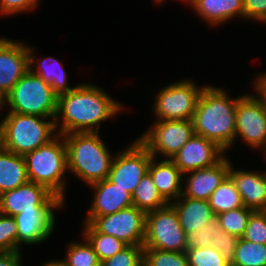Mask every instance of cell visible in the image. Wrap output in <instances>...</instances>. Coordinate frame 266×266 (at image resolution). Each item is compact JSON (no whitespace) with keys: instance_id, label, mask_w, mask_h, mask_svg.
I'll use <instances>...</instances> for the list:
<instances>
[{"instance_id":"25","label":"cell","mask_w":266,"mask_h":266,"mask_svg":"<svg viewBox=\"0 0 266 266\" xmlns=\"http://www.w3.org/2000/svg\"><path fill=\"white\" fill-rule=\"evenodd\" d=\"M80 231L93 247L100 262L113 257L127 246L126 243L114 236L97 232L89 223H83Z\"/></svg>"},{"instance_id":"24","label":"cell","mask_w":266,"mask_h":266,"mask_svg":"<svg viewBox=\"0 0 266 266\" xmlns=\"http://www.w3.org/2000/svg\"><path fill=\"white\" fill-rule=\"evenodd\" d=\"M28 181L24 156L0 147V195Z\"/></svg>"},{"instance_id":"6","label":"cell","mask_w":266,"mask_h":266,"mask_svg":"<svg viewBox=\"0 0 266 266\" xmlns=\"http://www.w3.org/2000/svg\"><path fill=\"white\" fill-rule=\"evenodd\" d=\"M58 95L38 75L28 70L5 98L3 113L55 118Z\"/></svg>"},{"instance_id":"18","label":"cell","mask_w":266,"mask_h":266,"mask_svg":"<svg viewBox=\"0 0 266 266\" xmlns=\"http://www.w3.org/2000/svg\"><path fill=\"white\" fill-rule=\"evenodd\" d=\"M229 176L240 193L243 206L254 211H266V168L237 169L230 164Z\"/></svg>"},{"instance_id":"3","label":"cell","mask_w":266,"mask_h":266,"mask_svg":"<svg viewBox=\"0 0 266 266\" xmlns=\"http://www.w3.org/2000/svg\"><path fill=\"white\" fill-rule=\"evenodd\" d=\"M101 135L99 132L63 135L68 174H73L87 186L108 178L115 155Z\"/></svg>"},{"instance_id":"11","label":"cell","mask_w":266,"mask_h":266,"mask_svg":"<svg viewBox=\"0 0 266 266\" xmlns=\"http://www.w3.org/2000/svg\"><path fill=\"white\" fill-rule=\"evenodd\" d=\"M250 91L237 102L235 145L242 141L250 151H262L266 157V107Z\"/></svg>"},{"instance_id":"32","label":"cell","mask_w":266,"mask_h":266,"mask_svg":"<svg viewBox=\"0 0 266 266\" xmlns=\"http://www.w3.org/2000/svg\"><path fill=\"white\" fill-rule=\"evenodd\" d=\"M222 232L223 230L220 227L219 220L214 216L210 222L205 224L202 230L186 235V251L199 247H212L211 242L213 238Z\"/></svg>"},{"instance_id":"21","label":"cell","mask_w":266,"mask_h":266,"mask_svg":"<svg viewBox=\"0 0 266 266\" xmlns=\"http://www.w3.org/2000/svg\"><path fill=\"white\" fill-rule=\"evenodd\" d=\"M35 52L33 45L28 43L29 70L48 83L58 96L76 87L69 83L68 71L65 70L61 60L52 56L37 57Z\"/></svg>"},{"instance_id":"30","label":"cell","mask_w":266,"mask_h":266,"mask_svg":"<svg viewBox=\"0 0 266 266\" xmlns=\"http://www.w3.org/2000/svg\"><path fill=\"white\" fill-rule=\"evenodd\" d=\"M254 210L246 208H236L216 215L221 229L231 235L241 238L246 229L250 215Z\"/></svg>"},{"instance_id":"41","label":"cell","mask_w":266,"mask_h":266,"mask_svg":"<svg viewBox=\"0 0 266 266\" xmlns=\"http://www.w3.org/2000/svg\"><path fill=\"white\" fill-rule=\"evenodd\" d=\"M23 252L0 253V266H24Z\"/></svg>"},{"instance_id":"26","label":"cell","mask_w":266,"mask_h":266,"mask_svg":"<svg viewBox=\"0 0 266 266\" xmlns=\"http://www.w3.org/2000/svg\"><path fill=\"white\" fill-rule=\"evenodd\" d=\"M133 206L148 213L168 204L158 192L152 177L147 172L132 194Z\"/></svg>"},{"instance_id":"13","label":"cell","mask_w":266,"mask_h":266,"mask_svg":"<svg viewBox=\"0 0 266 266\" xmlns=\"http://www.w3.org/2000/svg\"><path fill=\"white\" fill-rule=\"evenodd\" d=\"M152 157L135 138L124 149L115 153L107 179L132 195L148 172Z\"/></svg>"},{"instance_id":"44","label":"cell","mask_w":266,"mask_h":266,"mask_svg":"<svg viewBox=\"0 0 266 266\" xmlns=\"http://www.w3.org/2000/svg\"><path fill=\"white\" fill-rule=\"evenodd\" d=\"M168 0H153L152 1V3H153V5H160V7H161V5L162 6H164L163 4L165 3V2H167ZM180 1V0H179Z\"/></svg>"},{"instance_id":"10","label":"cell","mask_w":266,"mask_h":266,"mask_svg":"<svg viewBox=\"0 0 266 266\" xmlns=\"http://www.w3.org/2000/svg\"><path fill=\"white\" fill-rule=\"evenodd\" d=\"M193 135L192 120H156L136 139L153 157L171 159Z\"/></svg>"},{"instance_id":"40","label":"cell","mask_w":266,"mask_h":266,"mask_svg":"<svg viewBox=\"0 0 266 266\" xmlns=\"http://www.w3.org/2000/svg\"><path fill=\"white\" fill-rule=\"evenodd\" d=\"M252 93L263 103L266 107V71H260L258 74H253Z\"/></svg>"},{"instance_id":"42","label":"cell","mask_w":266,"mask_h":266,"mask_svg":"<svg viewBox=\"0 0 266 266\" xmlns=\"http://www.w3.org/2000/svg\"><path fill=\"white\" fill-rule=\"evenodd\" d=\"M40 266H65L63 261L61 259H50L49 261H46L44 264L42 263Z\"/></svg>"},{"instance_id":"14","label":"cell","mask_w":266,"mask_h":266,"mask_svg":"<svg viewBox=\"0 0 266 266\" xmlns=\"http://www.w3.org/2000/svg\"><path fill=\"white\" fill-rule=\"evenodd\" d=\"M28 70V43L0 36V94L6 98Z\"/></svg>"},{"instance_id":"19","label":"cell","mask_w":266,"mask_h":266,"mask_svg":"<svg viewBox=\"0 0 266 266\" xmlns=\"http://www.w3.org/2000/svg\"><path fill=\"white\" fill-rule=\"evenodd\" d=\"M88 186L93 195L86 216H105L133 205L132 195L108 179Z\"/></svg>"},{"instance_id":"4","label":"cell","mask_w":266,"mask_h":266,"mask_svg":"<svg viewBox=\"0 0 266 266\" xmlns=\"http://www.w3.org/2000/svg\"><path fill=\"white\" fill-rule=\"evenodd\" d=\"M29 181L44 186L66 204L67 150L63 135L24 155ZM67 180V181H66Z\"/></svg>"},{"instance_id":"46","label":"cell","mask_w":266,"mask_h":266,"mask_svg":"<svg viewBox=\"0 0 266 266\" xmlns=\"http://www.w3.org/2000/svg\"><path fill=\"white\" fill-rule=\"evenodd\" d=\"M0 147H1V122H0Z\"/></svg>"},{"instance_id":"36","label":"cell","mask_w":266,"mask_h":266,"mask_svg":"<svg viewBox=\"0 0 266 266\" xmlns=\"http://www.w3.org/2000/svg\"><path fill=\"white\" fill-rule=\"evenodd\" d=\"M17 251V227L13 216L0 213V253Z\"/></svg>"},{"instance_id":"1","label":"cell","mask_w":266,"mask_h":266,"mask_svg":"<svg viewBox=\"0 0 266 266\" xmlns=\"http://www.w3.org/2000/svg\"><path fill=\"white\" fill-rule=\"evenodd\" d=\"M91 83L80 82L70 92L58 96L54 119L58 134L100 132L102 122L128 108L105 88Z\"/></svg>"},{"instance_id":"33","label":"cell","mask_w":266,"mask_h":266,"mask_svg":"<svg viewBox=\"0 0 266 266\" xmlns=\"http://www.w3.org/2000/svg\"><path fill=\"white\" fill-rule=\"evenodd\" d=\"M186 254L189 266H231V263L213 247H199L186 251Z\"/></svg>"},{"instance_id":"2","label":"cell","mask_w":266,"mask_h":266,"mask_svg":"<svg viewBox=\"0 0 266 266\" xmlns=\"http://www.w3.org/2000/svg\"><path fill=\"white\" fill-rule=\"evenodd\" d=\"M244 94L230 96L228 89L205 83L192 118L194 134L215 142L228 154L235 147L236 107Z\"/></svg>"},{"instance_id":"22","label":"cell","mask_w":266,"mask_h":266,"mask_svg":"<svg viewBox=\"0 0 266 266\" xmlns=\"http://www.w3.org/2000/svg\"><path fill=\"white\" fill-rule=\"evenodd\" d=\"M148 173L162 197L171 203L182 195L183 174L171 159L152 157Z\"/></svg>"},{"instance_id":"38","label":"cell","mask_w":266,"mask_h":266,"mask_svg":"<svg viewBox=\"0 0 266 266\" xmlns=\"http://www.w3.org/2000/svg\"><path fill=\"white\" fill-rule=\"evenodd\" d=\"M239 238L227 232H222L213 238L211 245L217 249L220 254L229 262L232 263Z\"/></svg>"},{"instance_id":"28","label":"cell","mask_w":266,"mask_h":266,"mask_svg":"<svg viewBox=\"0 0 266 266\" xmlns=\"http://www.w3.org/2000/svg\"><path fill=\"white\" fill-rule=\"evenodd\" d=\"M81 242L72 241L68 242L66 247V253L64 258H61L65 266H100L101 262L98 259L97 254L93 250V247L87 241V239L80 235Z\"/></svg>"},{"instance_id":"17","label":"cell","mask_w":266,"mask_h":266,"mask_svg":"<svg viewBox=\"0 0 266 266\" xmlns=\"http://www.w3.org/2000/svg\"><path fill=\"white\" fill-rule=\"evenodd\" d=\"M54 197L44 186L28 181L0 195V213L15 216L34 207H45Z\"/></svg>"},{"instance_id":"43","label":"cell","mask_w":266,"mask_h":266,"mask_svg":"<svg viewBox=\"0 0 266 266\" xmlns=\"http://www.w3.org/2000/svg\"><path fill=\"white\" fill-rule=\"evenodd\" d=\"M5 109V98L0 94V117Z\"/></svg>"},{"instance_id":"23","label":"cell","mask_w":266,"mask_h":266,"mask_svg":"<svg viewBox=\"0 0 266 266\" xmlns=\"http://www.w3.org/2000/svg\"><path fill=\"white\" fill-rule=\"evenodd\" d=\"M176 209L179 223L185 234L200 231L215 216L208 200L188 198L181 195L171 202Z\"/></svg>"},{"instance_id":"9","label":"cell","mask_w":266,"mask_h":266,"mask_svg":"<svg viewBox=\"0 0 266 266\" xmlns=\"http://www.w3.org/2000/svg\"><path fill=\"white\" fill-rule=\"evenodd\" d=\"M66 206L62 199L55 196L45 207H34V210L13 216L17 227V251H23V245L32 247L49 241L58 221L56 212L63 211Z\"/></svg>"},{"instance_id":"15","label":"cell","mask_w":266,"mask_h":266,"mask_svg":"<svg viewBox=\"0 0 266 266\" xmlns=\"http://www.w3.org/2000/svg\"><path fill=\"white\" fill-rule=\"evenodd\" d=\"M227 153L215 142L194 134L171 158L184 175L218 163Z\"/></svg>"},{"instance_id":"7","label":"cell","mask_w":266,"mask_h":266,"mask_svg":"<svg viewBox=\"0 0 266 266\" xmlns=\"http://www.w3.org/2000/svg\"><path fill=\"white\" fill-rule=\"evenodd\" d=\"M186 78L164 85L155 92L151 115L156 120H192L205 85H197L194 79Z\"/></svg>"},{"instance_id":"20","label":"cell","mask_w":266,"mask_h":266,"mask_svg":"<svg viewBox=\"0 0 266 266\" xmlns=\"http://www.w3.org/2000/svg\"><path fill=\"white\" fill-rule=\"evenodd\" d=\"M190 6L201 22L211 28L237 18L244 20L243 0H196Z\"/></svg>"},{"instance_id":"16","label":"cell","mask_w":266,"mask_h":266,"mask_svg":"<svg viewBox=\"0 0 266 266\" xmlns=\"http://www.w3.org/2000/svg\"><path fill=\"white\" fill-rule=\"evenodd\" d=\"M231 163L230 157L226 154L211 167L187 172L183 175L182 195L193 199L209 200L214 190L229 175Z\"/></svg>"},{"instance_id":"12","label":"cell","mask_w":266,"mask_h":266,"mask_svg":"<svg viewBox=\"0 0 266 266\" xmlns=\"http://www.w3.org/2000/svg\"><path fill=\"white\" fill-rule=\"evenodd\" d=\"M82 223H89L97 232L111 235L127 245H143L146 213L130 206L105 216H84Z\"/></svg>"},{"instance_id":"5","label":"cell","mask_w":266,"mask_h":266,"mask_svg":"<svg viewBox=\"0 0 266 266\" xmlns=\"http://www.w3.org/2000/svg\"><path fill=\"white\" fill-rule=\"evenodd\" d=\"M1 116V147L15 154L24 156L58 135L55 118L19 113Z\"/></svg>"},{"instance_id":"8","label":"cell","mask_w":266,"mask_h":266,"mask_svg":"<svg viewBox=\"0 0 266 266\" xmlns=\"http://www.w3.org/2000/svg\"><path fill=\"white\" fill-rule=\"evenodd\" d=\"M144 248L186 252V234L171 203L146 213Z\"/></svg>"},{"instance_id":"45","label":"cell","mask_w":266,"mask_h":266,"mask_svg":"<svg viewBox=\"0 0 266 266\" xmlns=\"http://www.w3.org/2000/svg\"><path fill=\"white\" fill-rule=\"evenodd\" d=\"M182 3H186L185 5L189 6L194 3L196 0H180Z\"/></svg>"},{"instance_id":"34","label":"cell","mask_w":266,"mask_h":266,"mask_svg":"<svg viewBox=\"0 0 266 266\" xmlns=\"http://www.w3.org/2000/svg\"><path fill=\"white\" fill-rule=\"evenodd\" d=\"M143 245H127L100 266H143Z\"/></svg>"},{"instance_id":"39","label":"cell","mask_w":266,"mask_h":266,"mask_svg":"<svg viewBox=\"0 0 266 266\" xmlns=\"http://www.w3.org/2000/svg\"><path fill=\"white\" fill-rule=\"evenodd\" d=\"M244 20L266 25V0H243Z\"/></svg>"},{"instance_id":"31","label":"cell","mask_w":266,"mask_h":266,"mask_svg":"<svg viewBox=\"0 0 266 266\" xmlns=\"http://www.w3.org/2000/svg\"><path fill=\"white\" fill-rule=\"evenodd\" d=\"M143 266H189L186 252L143 249Z\"/></svg>"},{"instance_id":"37","label":"cell","mask_w":266,"mask_h":266,"mask_svg":"<svg viewBox=\"0 0 266 266\" xmlns=\"http://www.w3.org/2000/svg\"><path fill=\"white\" fill-rule=\"evenodd\" d=\"M40 3V0H0V16L4 18V16L32 13L36 11Z\"/></svg>"},{"instance_id":"29","label":"cell","mask_w":266,"mask_h":266,"mask_svg":"<svg viewBox=\"0 0 266 266\" xmlns=\"http://www.w3.org/2000/svg\"><path fill=\"white\" fill-rule=\"evenodd\" d=\"M231 266H266V244L239 238Z\"/></svg>"},{"instance_id":"27","label":"cell","mask_w":266,"mask_h":266,"mask_svg":"<svg viewBox=\"0 0 266 266\" xmlns=\"http://www.w3.org/2000/svg\"><path fill=\"white\" fill-rule=\"evenodd\" d=\"M208 201L215 216L243 207L240 193L229 175L214 190Z\"/></svg>"},{"instance_id":"35","label":"cell","mask_w":266,"mask_h":266,"mask_svg":"<svg viewBox=\"0 0 266 266\" xmlns=\"http://www.w3.org/2000/svg\"><path fill=\"white\" fill-rule=\"evenodd\" d=\"M241 238L254 243L266 244V211H254L250 215Z\"/></svg>"}]
</instances>
